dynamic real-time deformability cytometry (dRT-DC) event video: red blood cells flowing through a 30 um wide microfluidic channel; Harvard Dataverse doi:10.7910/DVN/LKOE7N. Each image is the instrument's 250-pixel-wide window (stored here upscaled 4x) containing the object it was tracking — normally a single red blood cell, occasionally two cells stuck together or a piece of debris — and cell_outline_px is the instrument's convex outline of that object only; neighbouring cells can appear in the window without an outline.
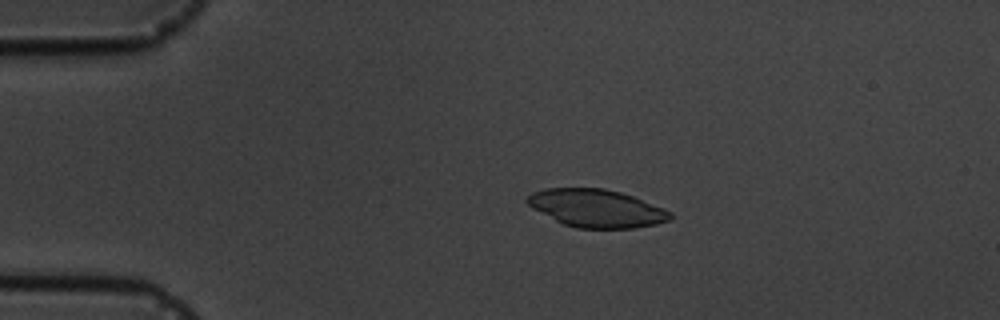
{"species": "common noctule bat (a hibernating species)", "species_latin": "Nyctalus noctula", "temperature_condition": "cold", "stored_images_in_passage": 17, "camera_frame_rate_fps": 3000, "um_per_image_px": 0.085, "animal": {"sex": "male", "body_mass_g": 19.5, "forearm_length_mm": 54.6}, "frame": {"image": 1, "passage_image": 4, "time_ms": 3.667, "image_size_px": [1000, 320], "cell_outline_px": [[672, 216], [668, 220], [656, 224], [636, 228], [576, 228], [564, 224], [532, 208], [524, 200], [532, 192], [544, 188], [604, 188], [620, 192], [632, 196], [664, 208], [672, 212]], "centroid_in_image_um": [50.69, 17.7], "position_along_channel_um": 34.3, "area_um2": 31.44}}
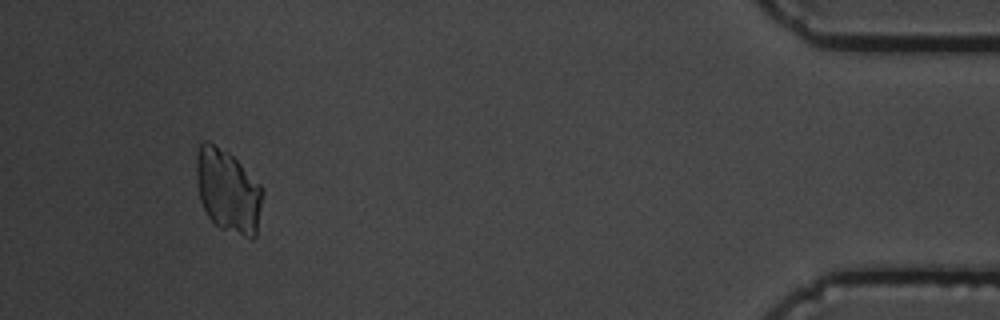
{"frame": {"image": 2, "passage_image": 16, "time_ms": 17.333, "image_size_px": [1000, 320], "cell_outline_px": [[264, 192], [256, 236], [252, 240], [220, 228], [208, 216], [200, 200], [196, 180], [196, 156], [200, 144], [204, 140], [208, 140], [228, 152], [264, 188]], "centroid_in_image_um": [19.39, 16.24], "position_along_channel_um": 415.8, "area_um2": 32.31}}